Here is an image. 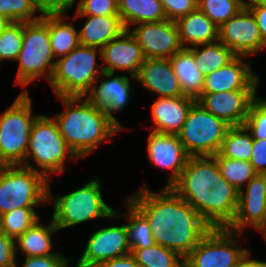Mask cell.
<instances>
[{
	"instance_id": "25",
	"label": "cell",
	"mask_w": 266,
	"mask_h": 267,
	"mask_svg": "<svg viewBox=\"0 0 266 267\" xmlns=\"http://www.w3.org/2000/svg\"><path fill=\"white\" fill-rule=\"evenodd\" d=\"M169 59L183 95L196 100L202 94L204 75L195 63L193 51L186 46Z\"/></svg>"
},
{
	"instance_id": "50",
	"label": "cell",
	"mask_w": 266,
	"mask_h": 267,
	"mask_svg": "<svg viewBox=\"0 0 266 267\" xmlns=\"http://www.w3.org/2000/svg\"><path fill=\"white\" fill-rule=\"evenodd\" d=\"M258 230L262 232V234L265 236L266 239V228H259Z\"/></svg>"
},
{
	"instance_id": "17",
	"label": "cell",
	"mask_w": 266,
	"mask_h": 267,
	"mask_svg": "<svg viewBox=\"0 0 266 267\" xmlns=\"http://www.w3.org/2000/svg\"><path fill=\"white\" fill-rule=\"evenodd\" d=\"M147 154L154 165L172 170L165 187H171L177 181L189 158L178 135L153 131L148 137Z\"/></svg>"
},
{
	"instance_id": "35",
	"label": "cell",
	"mask_w": 266,
	"mask_h": 267,
	"mask_svg": "<svg viewBox=\"0 0 266 267\" xmlns=\"http://www.w3.org/2000/svg\"><path fill=\"white\" fill-rule=\"evenodd\" d=\"M245 7L244 0H198V8L219 28Z\"/></svg>"
},
{
	"instance_id": "8",
	"label": "cell",
	"mask_w": 266,
	"mask_h": 267,
	"mask_svg": "<svg viewBox=\"0 0 266 267\" xmlns=\"http://www.w3.org/2000/svg\"><path fill=\"white\" fill-rule=\"evenodd\" d=\"M230 127L195 101L177 135L189 157L214 156Z\"/></svg>"
},
{
	"instance_id": "41",
	"label": "cell",
	"mask_w": 266,
	"mask_h": 267,
	"mask_svg": "<svg viewBox=\"0 0 266 267\" xmlns=\"http://www.w3.org/2000/svg\"><path fill=\"white\" fill-rule=\"evenodd\" d=\"M37 12L43 15L64 14L71 6L73 0H32Z\"/></svg>"
},
{
	"instance_id": "37",
	"label": "cell",
	"mask_w": 266,
	"mask_h": 267,
	"mask_svg": "<svg viewBox=\"0 0 266 267\" xmlns=\"http://www.w3.org/2000/svg\"><path fill=\"white\" fill-rule=\"evenodd\" d=\"M36 11L32 0H0V15L12 22L36 21L42 17H34Z\"/></svg>"
},
{
	"instance_id": "48",
	"label": "cell",
	"mask_w": 266,
	"mask_h": 267,
	"mask_svg": "<svg viewBox=\"0 0 266 267\" xmlns=\"http://www.w3.org/2000/svg\"><path fill=\"white\" fill-rule=\"evenodd\" d=\"M12 21L0 15V34L10 25Z\"/></svg>"
},
{
	"instance_id": "34",
	"label": "cell",
	"mask_w": 266,
	"mask_h": 267,
	"mask_svg": "<svg viewBox=\"0 0 266 267\" xmlns=\"http://www.w3.org/2000/svg\"><path fill=\"white\" fill-rule=\"evenodd\" d=\"M36 222L39 216L33 208H16L0 216V230L16 240Z\"/></svg>"
},
{
	"instance_id": "20",
	"label": "cell",
	"mask_w": 266,
	"mask_h": 267,
	"mask_svg": "<svg viewBox=\"0 0 266 267\" xmlns=\"http://www.w3.org/2000/svg\"><path fill=\"white\" fill-rule=\"evenodd\" d=\"M135 79L159 97L183 96L169 58H145Z\"/></svg>"
},
{
	"instance_id": "40",
	"label": "cell",
	"mask_w": 266,
	"mask_h": 267,
	"mask_svg": "<svg viewBox=\"0 0 266 267\" xmlns=\"http://www.w3.org/2000/svg\"><path fill=\"white\" fill-rule=\"evenodd\" d=\"M170 21H177L198 8V0H160Z\"/></svg>"
},
{
	"instance_id": "22",
	"label": "cell",
	"mask_w": 266,
	"mask_h": 267,
	"mask_svg": "<svg viewBox=\"0 0 266 267\" xmlns=\"http://www.w3.org/2000/svg\"><path fill=\"white\" fill-rule=\"evenodd\" d=\"M103 76L107 77V80H102L98 88H91L87 99L104 109L107 115L120 127L117 119L112 115L114 112H118L126 106L130 98V79L126 76L112 77L114 74L103 72ZM112 77V79H110Z\"/></svg>"
},
{
	"instance_id": "31",
	"label": "cell",
	"mask_w": 266,
	"mask_h": 267,
	"mask_svg": "<svg viewBox=\"0 0 266 267\" xmlns=\"http://www.w3.org/2000/svg\"><path fill=\"white\" fill-rule=\"evenodd\" d=\"M244 125L228 129L219 154L229 159L250 161L253 138Z\"/></svg>"
},
{
	"instance_id": "26",
	"label": "cell",
	"mask_w": 266,
	"mask_h": 267,
	"mask_svg": "<svg viewBox=\"0 0 266 267\" xmlns=\"http://www.w3.org/2000/svg\"><path fill=\"white\" fill-rule=\"evenodd\" d=\"M118 13L126 30L131 23H151L166 20L160 0H118Z\"/></svg>"
},
{
	"instance_id": "14",
	"label": "cell",
	"mask_w": 266,
	"mask_h": 267,
	"mask_svg": "<svg viewBox=\"0 0 266 267\" xmlns=\"http://www.w3.org/2000/svg\"><path fill=\"white\" fill-rule=\"evenodd\" d=\"M266 174H256L248 183L246 192L238 191L236 215L227 229L238 233L246 226L265 228Z\"/></svg>"
},
{
	"instance_id": "13",
	"label": "cell",
	"mask_w": 266,
	"mask_h": 267,
	"mask_svg": "<svg viewBox=\"0 0 266 267\" xmlns=\"http://www.w3.org/2000/svg\"><path fill=\"white\" fill-rule=\"evenodd\" d=\"M130 33L142 48L145 58H170L183 47L175 21L141 23Z\"/></svg>"
},
{
	"instance_id": "43",
	"label": "cell",
	"mask_w": 266,
	"mask_h": 267,
	"mask_svg": "<svg viewBox=\"0 0 266 267\" xmlns=\"http://www.w3.org/2000/svg\"><path fill=\"white\" fill-rule=\"evenodd\" d=\"M23 267H67L69 261L61 254H52L47 256L25 257Z\"/></svg>"
},
{
	"instance_id": "7",
	"label": "cell",
	"mask_w": 266,
	"mask_h": 267,
	"mask_svg": "<svg viewBox=\"0 0 266 267\" xmlns=\"http://www.w3.org/2000/svg\"><path fill=\"white\" fill-rule=\"evenodd\" d=\"M31 98L25 89L0 116V166L22 165L32 126L38 116H31Z\"/></svg>"
},
{
	"instance_id": "23",
	"label": "cell",
	"mask_w": 266,
	"mask_h": 267,
	"mask_svg": "<svg viewBox=\"0 0 266 267\" xmlns=\"http://www.w3.org/2000/svg\"><path fill=\"white\" fill-rule=\"evenodd\" d=\"M85 16L87 22L78 32L79 43L84 46L103 48L109 41L119 37L126 29L120 16Z\"/></svg>"
},
{
	"instance_id": "32",
	"label": "cell",
	"mask_w": 266,
	"mask_h": 267,
	"mask_svg": "<svg viewBox=\"0 0 266 267\" xmlns=\"http://www.w3.org/2000/svg\"><path fill=\"white\" fill-rule=\"evenodd\" d=\"M127 241L130 249L146 248L155 244L153 233L146 217L127 199Z\"/></svg>"
},
{
	"instance_id": "33",
	"label": "cell",
	"mask_w": 266,
	"mask_h": 267,
	"mask_svg": "<svg viewBox=\"0 0 266 267\" xmlns=\"http://www.w3.org/2000/svg\"><path fill=\"white\" fill-rule=\"evenodd\" d=\"M220 168L222 177L228 181L237 191L242 189L243 184L249 182L257 173L250 161L229 159L219 153L213 156Z\"/></svg>"
},
{
	"instance_id": "44",
	"label": "cell",
	"mask_w": 266,
	"mask_h": 267,
	"mask_svg": "<svg viewBox=\"0 0 266 267\" xmlns=\"http://www.w3.org/2000/svg\"><path fill=\"white\" fill-rule=\"evenodd\" d=\"M250 163L257 174H266V139H253Z\"/></svg>"
},
{
	"instance_id": "36",
	"label": "cell",
	"mask_w": 266,
	"mask_h": 267,
	"mask_svg": "<svg viewBox=\"0 0 266 267\" xmlns=\"http://www.w3.org/2000/svg\"><path fill=\"white\" fill-rule=\"evenodd\" d=\"M23 22H11L0 34V63L2 60H17L22 48Z\"/></svg>"
},
{
	"instance_id": "42",
	"label": "cell",
	"mask_w": 266,
	"mask_h": 267,
	"mask_svg": "<svg viewBox=\"0 0 266 267\" xmlns=\"http://www.w3.org/2000/svg\"><path fill=\"white\" fill-rule=\"evenodd\" d=\"M15 249V239L0 232V267H18Z\"/></svg>"
},
{
	"instance_id": "11",
	"label": "cell",
	"mask_w": 266,
	"mask_h": 267,
	"mask_svg": "<svg viewBox=\"0 0 266 267\" xmlns=\"http://www.w3.org/2000/svg\"><path fill=\"white\" fill-rule=\"evenodd\" d=\"M235 232L211 228L184 258V267H234L247 251L235 245Z\"/></svg>"
},
{
	"instance_id": "47",
	"label": "cell",
	"mask_w": 266,
	"mask_h": 267,
	"mask_svg": "<svg viewBox=\"0 0 266 267\" xmlns=\"http://www.w3.org/2000/svg\"><path fill=\"white\" fill-rule=\"evenodd\" d=\"M250 252L246 251L234 267H266V262L249 258Z\"/></svg>"
},
{
	"instance_id": "1",
	"label": "cell",
	"mask_w": 266,
	"mask_h": 267,
	"mask_svg": "<svg viewBox=\"0 0 266 267\" xmlns=\"http://www.w3.org/2000/svg\"><path fill=\"white\" fill-rule=\"evenodd\" d=\"M147 219L154 242L185 258L211 227L171 187L159 194L141 188L127 198Z\"/></svg>"
},
{
	"instance_id": "2",
	"label": "cell",
	"mask_w": 266,
	"mask_h": 267,
	"mask_svg": "<svg viewBox=\"0 0 266 267\" xmlns=\"http://www.w3.org/2000/svg\"><path fill=\"white\" fill-rule=\"evenodd\" d=\"M171 188L211 228H227L236 215L238 191L222 177L213 156L189 157Z\"/></svg>"
},
{
	"instance_id": "38",
	"label": "cell",
	"mask_w": 266,
	"mask_h": 267,
	"mask_svg": "<svg viewBox=\"0 0 266 267\" xmlns=\"http://www.w3.org/2000/svg\"><path fill=\"white\" fill-rule=\"evenodd\" d=\"M244 126L253 139H266V100L256 98L251 103Z\"/></svg>"
},
{
	"instance_id": "19",
	"label": "cell",
	"mask_w": 266,
	"mask_h": 267,
	"mask_svg": "<svg viewBox=\"0 0 266 267\" xmlns=\"http://www.w3.org/2000/svg\"><path fill=\"white\" fill-rule=\"evenodd\" d=\"M250 63L237 56L228 65L204 76L202 93H215L233 90H256L259 76H256Z\"/></svg>"
},
{
	"instance_id": "10",
	"label": "cell",
	"mask_w": 266,
	"mask_h": 267,
	"mask_svg": "<svg viewBox=\"0 0 266 267\" xmlns=\"http://www.w3.org/2000/svg\"><path fill=\"white\" fill-rule=\"evenodd\" d=\"M66 154L70 159L77 158L59 133L54 119L38 116L32 126L25 161L33 158L42 169L40 173L49 180L48 172H63Z\"/></svg>"
},
{
	"instance_id": "39",
	"label": "cell",
	"mask_w": 266,
	"mask_h": 267,
	"mask_svg": "<svg viewBox=\"0 0 266 267\" xmlns=\"http://www.w3.org/2000/svg\"><path fill=\"white\" fill-rule=\"evenodd\" d=\"M77 14L90 16H119L118 0H81Z\"/></svg>"
},
{
	"instance_id": "24",
	"label": "cell",
	"mask_w": 266,
	"mask_h": 267,
	"mask_svg": "<svg viewBox=\"0 0 266 267\" xmlns=\"http://www.w3.org/2000/svg\"><path fill=\"white\" fill-rule=\"evenodd\" d=\"M176 24L183 48L185 42L197 47L218 40L219 28L199 8L178 19Z\"/></svg>"
},
{
	"instance_id": "21",
	"label": "cell",
	"mask_w": 266,
	"mask_h": 267,
	"mask_svg": "<svg viewBox=\"0 0 266 267\" xmlns=\"http://www.w3.org/2000/svg\"><path fill=\"white\" fill-rule=\"evenodd\" d=\"M196 100L188 96L158 97L152 105L153 132L177 135Z\"/></svg>"
},
{
	"instance_id": "4",
	"label": "cell",
	"mask_w": 266,
	"mask_h": 267,
	"mask_svg": "<svg viewBox=\"0 0 266 267\" xmlns=\"http://www.w3.org/2000/svg\"><path fill=\"white\" fill-rule=\"evenodd\" d=\"M49 180L29 162L0 166V216L50 201Z\"/></svg>"
},
{
	"instance_id": "6",
	"label": "cell",
	"mask_w": 266,
	"mask_h": 267,
	"mask_svg": "<svg viewBox=\"0 0 266 267\" xmlns=\"http://www.w3.org/2000/svg\"><path fill=\"white\" fill-rule=\"evenodd\" d=\"M53 58L55 57L50 44L48 15H43L36 21L23 22L22 48L17 58V83L25 87L41 75L50 82L55 68Z\"/></svg>"
},
{
	"instance_id": "30",
	"label": "cell",
	"mask_w": 266,
	"mask_h": 267,
	"mask_svg": "<svg viewBox=\"0 0 266 267\" xmlns=\"http://www.w3.org/2000/svg\"><path fill=\"white\" fill-rule=\"evenodd\" d=\"M131 254L139 267H184V258L178 252L156 243L146 248L132 249Z\"/></svg>"
},
{
	"instance_id": "46",
	"label": "cell",
	"mask_w": 266,
	"mask_h": 267,
	"mask_svg": "<svg viewBox=\"0 0 266 267\" xmlns=\"http://www.w3.org/2000/svg\"><path fill=\"white\" fill-rule=\"evenodd\" d=\"M96 267H139L135 257L130 253L125 256L109 259L99 263Z\"/></svg>"
},
{
	"instance_id": "16",
	"label": "cell",
	"mask_w": 266,
	"mask_h": 267,
	"mask_svg": "<svg viewBox=\"0 0 266 267\" xmlns=\"http://www.w3.org/2000/svg\"><path fill=\"white\" fill-rule=\"evenodd\" d=\"M255 94L256 90L202 93L196 101L231 127L242 126L248 116L251 103L256 99Z\"/></svg>"
},
{
	"instance_id": "27",
	"label": "cell",
	"mask_w": 266,
	"mask_h": 267,
	"mask_svg": "<svg viewBox=\"0 0 266 267\" xmlns=\"http://www.w3.org/2000/svg\"><path fill=\"white\" fill-rule=\"evenodd\" d=\"M58 230L53 220L47 226L36 222L15 240V245L19 246L22 252L24 251L26 257L56 254L50 252L52 248L51 235Z\"/></svg>"
},
{
	"instance_id": "49",
	"label": "cell",
	"mask_w": 266,
	"mask_h": 267,
	"mask_svg": "<svg viewBox=\"0 0 266 267\" xmlns=\"http://www.w3.org/2000/svg\"><path fill=\"white\" fill-rule=\"evenodd\" d=\"M259 5L266 7V0H255Z\"/></svg>"
},
{
	"instance_id": "29",
	"label": "cell",
	"mask_w": 266,
	"mask_h": 267,
	"mask_svg": "<svg viewBox=\"0 0 266 267\" xmlns=\"http://www.w3.org/2000/svg\"><path fill=\"white\" fill-rule=\"evenodd\" d=\"M204 47L201 51L195 47H189L195 58V63L204 76L210 72L228 65L237 56L219 40L202 44Z\"/></svg>"
},
{
	"instance_id": "3",
	"label": "cell",
	"mask_w": 266,
	"mask_h": 267,
	"mask_svg": "<svg viewBox=\"0 0 266 267\" xmlns=\"http://www.w3.org/2000/svg\"><path fill=\"white\" fill-rule=\"evenodd\" d=\"M66 111L53 119L67 146L78 157H85L101 141L121 128L107 115L103 108L82 97H59ZM78 102V103H77Z\"/></svg>"
},
{
	"instance_id": "28",
	"label": "cell",
	"mask_w": 266,
	"mask_h": 267,
	"mask_svg": "<svg viewBox=\"0 0 266 267\" xmlns=\"http://www.w3.org/2000/svg\"><path fill=\"white\" fill-rule=\"evenodd\" d=\"M48 29L54 57L65 56L80 44L78 31L63 20L62 14L48 15Z\"/></svg>"
},
{
	"instance_id": "9",
	"label": "cell",
	"mask_w": 266,
	"mask_h": 267,
	"mask_svg": "<svg viewBox=\"0 0 266 267\" xmlns=\"http://www.w3.org/2000/svg\"><path fill=\"white\" fill-rule=\"evenodd\" d=\"M99 183V178H95L82 188L55 199L52 220L59 230L98 217L122 218L104 202Z\"/></svg>"
},
{
	"instance_id": "18",
	"label": "cell",
	"mask_w": 266,
	"mask_h": 267,
	"mask_svg": "<svg viewBox=\"0 0 266 267\" xmlns=\"http://www.w3.org/2000/svg\"><path fill=\"white\" fill-rule=\"evenodd\" d=\"M101 59L107 63V66L102 68L103 72L114 74L115 69H126L132 79H135L145 56L130 30H125L101 48Z\"/></svg>"
},
{
	"instance_id": "12",
	"label": "cell",
	"mask_w": 266,
	"mask_h": 267,
	"mask_svg": "<svg viewBox=\"0 0 266 267\" xmlns=\"http://www.w3.org/2000/svg\"><path fill=\"white\" fill-rule=\"evenodd\" d=\"M218 40L241 57L266 48L256 19L246 6L219 27Z\"/></svg>"
},
{
	"instance_id": "5",
	"label": "cell",
	"mask_w": 266,
	"mask_h": 267,
	"mask_svg": "<svg viewBox=\"0 0 266 267\" xmlns=\"http://www.w3.org/2000/svg\"><path fill=\"white\" fill-rule=\"evenodd\" d=\"M97 47L79 44L75 49L55 61L50 85L58 97L87 96L97 82V73H103L96 66Z\"/></svg>"
},
{
	"instance_id": "51",
	"label": "cell",
	"mask_w": 266,
	"mask_h": 267,
	"mask_svg": "<svg viewBox=\"0 0 266 267\" xmlns=\"http://www.w3.org/2000/svg\"><path fill=\"white\" fill-rule=\"evenodd\" d=\"M265 228H266V208H265Z\"/></svg>"
},
{
	"instance_id": "45",
	"label": "cell",
	"mask_w": 266,
	"mask_h": 267,
	"mask_svg": "<svg viewBox=\"0 0 266 267\" xmlns=\"http://www.w3.org/2000/svg\"><path fill=\"white\" fill-rule=\"evenodd\" d=\"M249 2H245V6L254 15L263 41L266 44V7L259 5L255 0H249Z\"/></svg>"
},
{
	"instance_id": "15",
	"label": "cell",
	"mask_w": 266,
	"mask_h": 267,
	"mask_svg": "<svg viewBox=\"0 0 266 267\" xmlns=\"http://www.w3.org/2000/svg\"><path fill=\"white\" fill-rule=\"evenodd\" d=\"M131 253L126 225L112 226L95 231L77 262L79 267H96L99 263Z\"/></svg>"
}]
</instances>
